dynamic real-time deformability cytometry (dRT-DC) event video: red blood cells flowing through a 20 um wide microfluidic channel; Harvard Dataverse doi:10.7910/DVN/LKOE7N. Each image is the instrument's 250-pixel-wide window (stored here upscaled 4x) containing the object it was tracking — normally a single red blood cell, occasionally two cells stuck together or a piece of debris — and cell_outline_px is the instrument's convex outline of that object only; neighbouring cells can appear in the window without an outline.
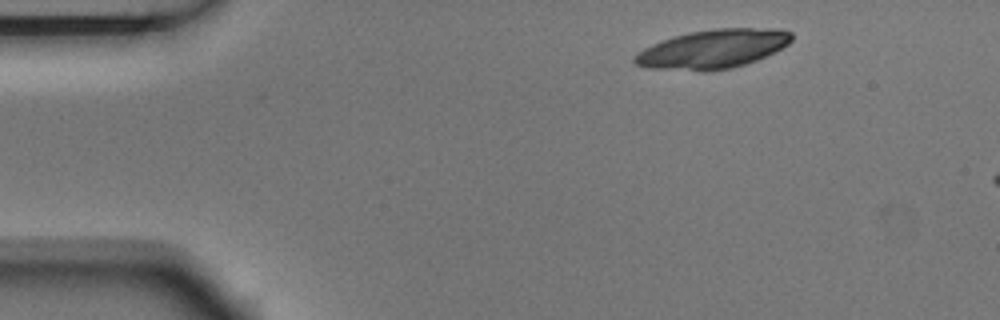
{"species": "Egyptian fruit bat (a non-hibernating species)", "species_latin": "Rousettus aegyptiacus", "temperature_condition": "room temperature", "stored_images_in_passage": 3, "camera_frame_rate_fps": 3000, "um_per_image_px": 0.085, "animal": {"sex": "male"}, "frame": {"image": 1, "passage_image": 1, "time_ms": 0.0, "image_size_px": [1000, 320], "cell_outline_px": [[792, 40], [788, 44], [756, 60], [732, 68], [704, 72], [700, 72], [648, 68], [636, 64], [632, 60], [632, 56], [644, 48], [652, 44], [688, 32], [716, 28], [776, 28], [792, 32]], "centroid_in_image_um": [60.56, 4.17], "position_along_channel_um": 24.4, "area_um2": 35.66}}